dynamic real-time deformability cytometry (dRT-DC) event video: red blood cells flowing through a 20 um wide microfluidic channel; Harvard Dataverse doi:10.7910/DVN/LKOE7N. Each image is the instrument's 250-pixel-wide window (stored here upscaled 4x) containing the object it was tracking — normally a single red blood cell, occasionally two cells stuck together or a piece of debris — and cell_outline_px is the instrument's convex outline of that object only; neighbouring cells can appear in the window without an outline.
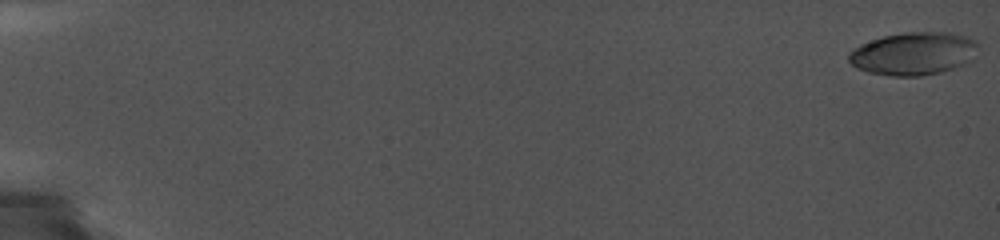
{"species": "common noctule bat (a hibernating species)", "species_latin": "Nyctalus noctula", "temperature_condition": "cold", "stored_images_in_passage": 24, "camera_frame_rate_fps": 5000, "um_per_image_px": 0.085, "animal": {"sex": "female", "body_mass_g": 19.0, "forearm_length_mm": 56.7}, "frame": {"image": 1, "passage_image": 1, "time_ms": 0.0, "image_size_px": [1000, 240], "cell_outline_px": [[976, 44], [972, 60], [964, 64], [940, 72], [920, 76], [892, 76], [868, 72], [856, 68], [848, 60], [848, 52], [860, 44], [884, 36], [904, 32], [952, 32], [968, 36], [976, 40]], "centroid_in_image_um": [77.63, 4.55], "position_along_channel_um": 7.4, "area_um2": 32.31}}